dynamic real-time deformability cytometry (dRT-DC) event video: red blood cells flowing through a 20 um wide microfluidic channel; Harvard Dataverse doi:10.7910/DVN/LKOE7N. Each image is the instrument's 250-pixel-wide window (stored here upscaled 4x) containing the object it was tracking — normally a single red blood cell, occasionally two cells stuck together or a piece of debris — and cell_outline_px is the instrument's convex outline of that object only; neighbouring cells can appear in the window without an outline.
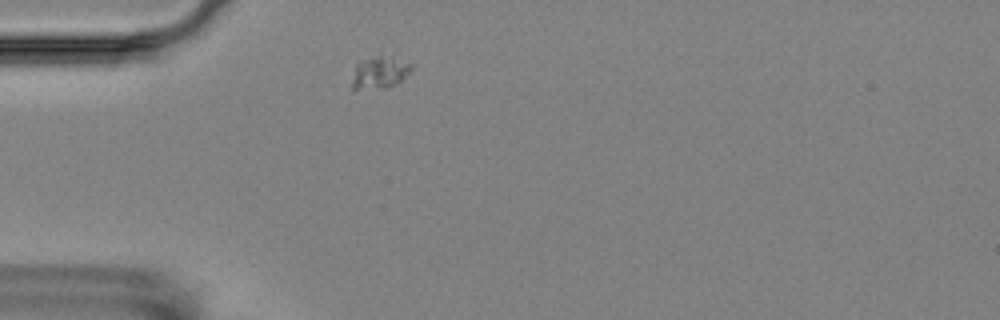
{"species": "Egyptian fruit bat (a non-hibernating species)", "species_latin": "Rousettus aegyptiacus", "temperature_condition": "room temperature", "stored_images_in_passage": 13, "camera_frame_rate_fps": 3000, "um_per_image_px": 0.085, "animal": {"sex": "female"}, "frame": {"image": 1, "passage_image": 1, "time_ms": 0.0, "image_size_px": [1000, 320], "cell_outline_px": [[412, 68], [396, 84], [384, 88], [352, 92], [352, 80], [356, 64], [380, 52], [392, 56], [412, 64]], "centroid_in_image_um": [32.22, 6.16], "position_along_channel_um": 52.8, "area_um2": 11.56}}
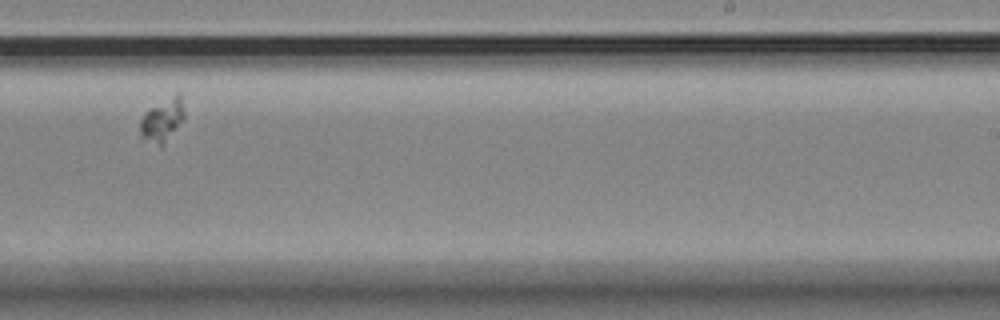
{"frame": {"image": 2, "passage_image": 7, "time_ms": 7.0, "image_size_px": [1000, 320], "cell_outline_px": [[184, 116], [164, 144], [160, 148], [140, 140], [140, 120], [144, 112], [148, 108], [176, 92], [180, 92], [184, 112]], "centroid_in_image_um": [13.73, 10.22], "position_along_channel_um": 275.3, "area_um2": 11.44}}
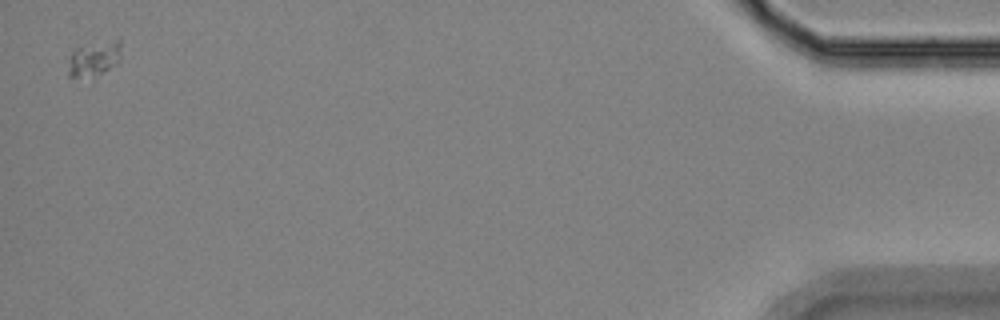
{"frame": {"image": 3, "passage_image": 13, "time_ms": 14.0, "image_size_px": [1000, 320], "cell_outline_px": [[120, 60], [116, 64], [104, 72], [92, 76], [68, 76], [68, 72], [72, 52], [76, 48], [120, 36]], "centroid_in_image_um": [8.07, 4.93], "position_along_channel_um": 427.1, "area_um2": 10.69}}